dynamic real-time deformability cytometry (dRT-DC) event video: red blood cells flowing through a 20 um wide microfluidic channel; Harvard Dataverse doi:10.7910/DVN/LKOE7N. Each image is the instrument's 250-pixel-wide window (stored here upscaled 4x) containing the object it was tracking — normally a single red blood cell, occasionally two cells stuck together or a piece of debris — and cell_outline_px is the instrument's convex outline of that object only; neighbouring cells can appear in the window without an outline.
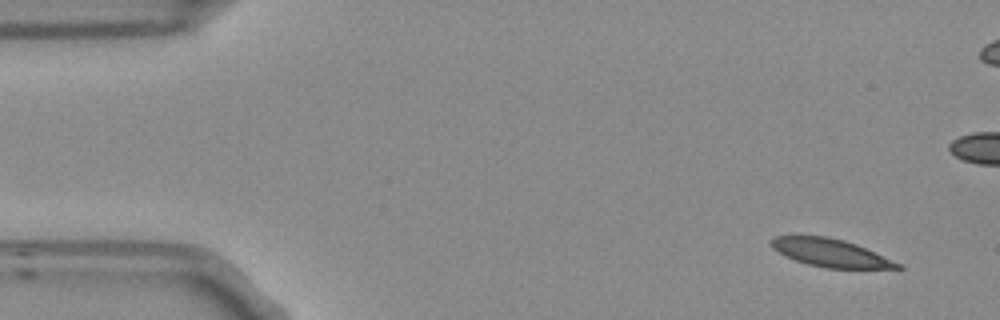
{"species": "Egyptian fruit bat (a non-hibernating species)", "species_latin": "Rousettus aegyptiacus", "temperature_condition": "room temperature", "stored_images_in_passage": 5, "camera_frame_rate_fps": 3000, "um_per_image_px": 0.085, "frame": {"image": 1, "passage_image": 1, "time_ms": 0.0, "image_size_px": [1000, 320], "cell_outline_px": [[904, 268], [828, 268], [808, 264], [784, 256], [772, 248], [772, 240], [776, 236], [828, 236], [844, 240], [856, 244], [904, 264]], "centroid_in_image_um": [70.64, 21.49], "position_along_channel_um": 14.4, "area_um2": 20.4}}